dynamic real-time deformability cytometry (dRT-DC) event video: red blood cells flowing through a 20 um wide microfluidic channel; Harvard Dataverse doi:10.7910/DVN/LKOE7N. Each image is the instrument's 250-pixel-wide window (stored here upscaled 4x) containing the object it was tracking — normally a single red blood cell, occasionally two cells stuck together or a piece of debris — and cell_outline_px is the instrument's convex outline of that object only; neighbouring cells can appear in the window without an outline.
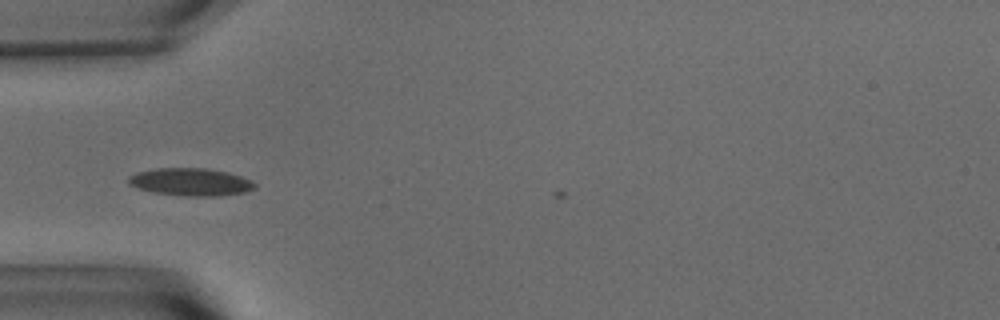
{"species": "common noctule bat (a hibernating species)", "species_latin": "Nyctalus noctula", "temperature_condition": "warm", "stored_images_in_passage": 29, "camera_frame_rate_fps": 3000, "um_per_image_px": 0.085, "animal": {"sex": "male", "body_mass_g": 15.6}, "frame": {"image": 1, "passage_image": 2, "time_ms": 0.333, "image_size_px": [1000, 320], "cell_outline_px": [[256, 188], [244, 192], [220, 196], [184, 196], [156, 192], [140, 188], [128, 184], [128, 176], [136, 172], [156, 168], [204, 168], [228, 172], [252, 180], [256, 184]], "centroid_in_image_um": [16.23, 15.46], "position_along_channel_um": 68.8, "area_um2": 20.29}}
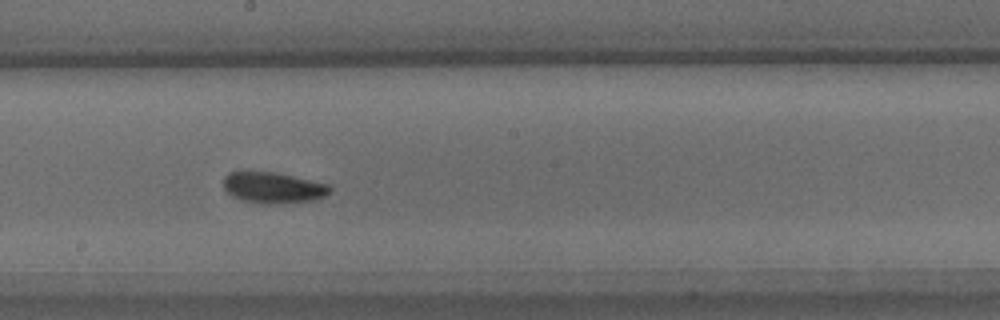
{"frame": {"image": 2, "passage_image": 15, "time_ms": 4.667, "image_size_px": [1000, 320], "cell_outline_px": [[332, 192], [324, 196], [312, 200], [268, 204], [244, 200], [232, 196], [224, 188], [224, 176], [228, 172], [276, 172], [328, 184], [332, 188]], "centroid_in_image_um": [23.23, 15.94], "position_along_channel_um": 225.0, "area_um2": 18.96}}
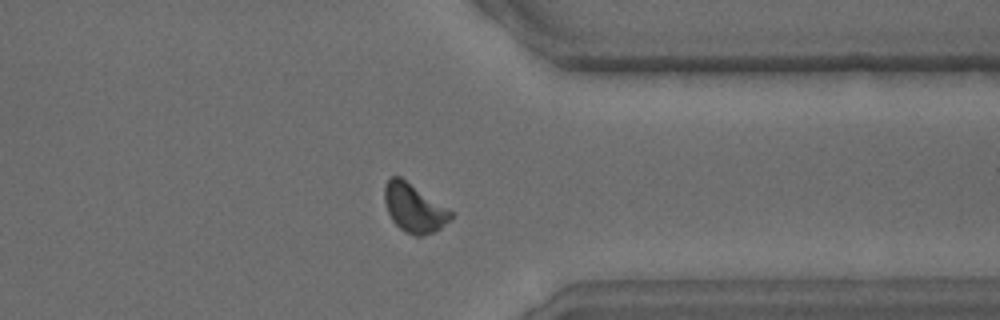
{"frame": {"image": 3, "passage_image": 28, "time_ms": 9.0, "image_size_px": [1000, 320], "cell_outline_px": [[452, 216], [440, 228], [424, 236], [416, 236], [404, 232], [392, 220], [388, 212], [384, 200], [384, 184], [388, 176], [400, 176], [452, 212]], "centroid_in_image_um": [35.13, 17.67], "position_along_channel_um": 376.3, "area_um2": 18.44}}